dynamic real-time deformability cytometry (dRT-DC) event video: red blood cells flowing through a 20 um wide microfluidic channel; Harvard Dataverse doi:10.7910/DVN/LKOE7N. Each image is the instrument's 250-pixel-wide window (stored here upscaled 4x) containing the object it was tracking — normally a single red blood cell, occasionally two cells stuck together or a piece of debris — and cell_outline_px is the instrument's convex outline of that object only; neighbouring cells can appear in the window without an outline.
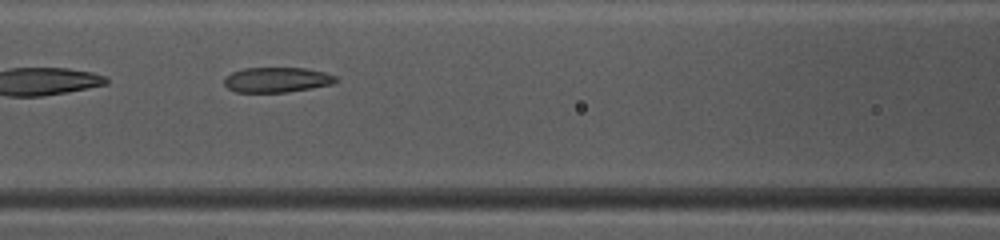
{"species": "common noctule bat (a hibernating species)", "species_latin": "Nyctalus noctula", "temperature_condition": "warm", "stored_images_in_passage": 34, "camera_frame_rate_fps": 3000, "um_per_image_px": 0.085, "animal": {"sex": "female", "body_mass_g": 10.0, "forearm_length_mm": 53.1}, "frame": {"image": 1, "passage_image": 10, "time_ms": 3.0, "image_size_px": [1000, 240], "cell_outline_px": [[336, 80], [332, 84], [312, 88], [288, 92], [236, 92], [228, 88], [224, 84], [224, 76], [232, 72], [244, 68], [304, 68], [324, 72], [336, 76]], "centroid_in_image_um": [23.5, 6.78], "position_along_channel_um": 143.1, "area_um2": 16.3}, "authors_computed_cell_mechanics": {"area_um2": 17.1088, "velocity_mm_per_s": 4.1435, "shape_relaxation_time_tau1_ms": null, "shape_relaxation_time_tau2_ms": 2.0259, "deformation_change_tau1": null, "deformation_change_tau2": 0.0906}}